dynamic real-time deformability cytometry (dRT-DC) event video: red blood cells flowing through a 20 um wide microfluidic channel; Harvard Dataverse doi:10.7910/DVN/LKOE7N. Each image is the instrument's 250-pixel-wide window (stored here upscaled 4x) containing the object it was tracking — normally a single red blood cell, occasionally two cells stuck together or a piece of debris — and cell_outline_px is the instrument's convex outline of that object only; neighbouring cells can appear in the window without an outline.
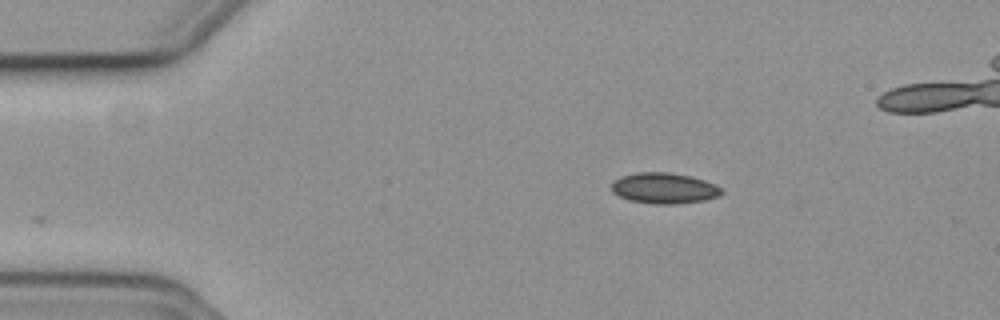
{"species": "common noctule bat (a hibernating species)", "species_latin": "Nyctalus noctula", "temperature_condition": "cold", "stored_images_in_passage": 42, "camera_frame_rate_fps": 3000, "um_per_image_px": 0.085, "animal": {"sex": "female", "body_mass_g": 19.3, "forearm_length_mm": 54.1}, "frame": {"image": 1, "passage_image": 1, "time_ms": 0.0, "image_size_px": [1000, 320], "cell_outline_px": [[724, 192], [720, 196], [704, 200], [672, 204], [656, 204], [632, 200], [620, 196], [612, 192], [612, 180], [620, 176], [636, 172], [668, 172], [692, 176], [716, 184]], "centroid_in_image_um": [56.46, 15.98], "position_along_channel_um": 28.5, "area_um2": 19.77}}
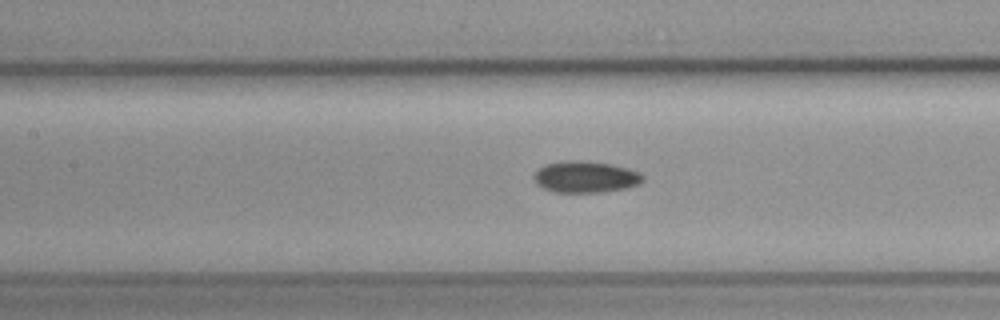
{"frame": {"image": 2, "passage_image": 16, "time_ms": 5.0, "image_size_px": [1000, 320], "cell_outline_px": [[644, 180], [640, 184], [628, 188], [604, 192], [552, 192], [536, 184], [532, 176], [544, 164], [568, 160], [588, 160], [612, 164], [628, 168], [640, 172], [644, 176]], "centroid_in_image_um": [49.8, 15.03], "position_along_channel_um": 157.6, "area_um2": 20.4}}
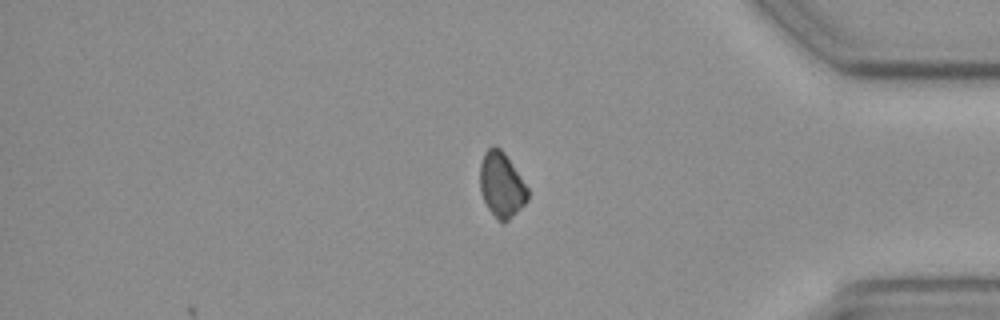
{"frame": {"image": 3, "passage_image": 37, "time_ms": 12.0, "image_size_px": [1000, 320], "cell_outline_px": [[528, 200], [504, 224], [496, 220], [488, 208], [480, 192], [480, 164], [484, 152], [492, 144], [500, 148], [504, 152], [528, 188]], "centroid_in_image_um": [42.61, 15.71], "position_along_channel_um": 392.6, "area_um2": 18.15}}